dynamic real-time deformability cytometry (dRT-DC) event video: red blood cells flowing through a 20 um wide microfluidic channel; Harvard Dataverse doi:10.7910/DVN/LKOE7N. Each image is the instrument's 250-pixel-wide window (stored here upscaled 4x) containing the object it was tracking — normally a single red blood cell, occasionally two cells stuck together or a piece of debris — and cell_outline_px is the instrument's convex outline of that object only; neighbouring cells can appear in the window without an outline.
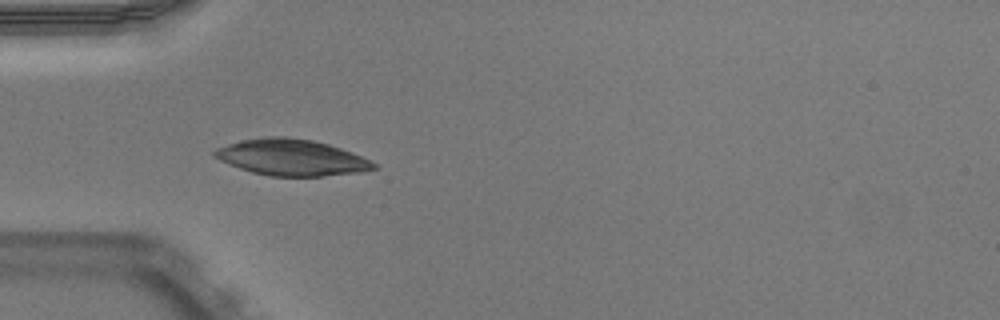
{"species": "Egyptian fruit bat (a non-hibernating species)", "species_latin": "Rousettus aegyptiacus", "temperature_condition": "warm", "stored_images_in_passage": 37, "camera_frame_rate_fps": 3000, "um_per_image_px": 0.085, "animal": {"sex": "male"}, "frame": {"image": 1, "passage_image": 1, "time_ms": 0.0, "image_size_px": [1000, 320], "cell_outline_px": [[376, 168], [360, 172], [320, 176], [268, 176], [252, 172], [240, 168], [220, 160], [212, 156], [212, 152], [216, 148], [240, 140], [260, 136], [288, 136], [312, 140], [328, 144], [352, 152], [376, 164]], "centroid_in_image_um": [24.72, 13.37], "position_along_channel_um": 60.3, "area_um2": 33.58}}
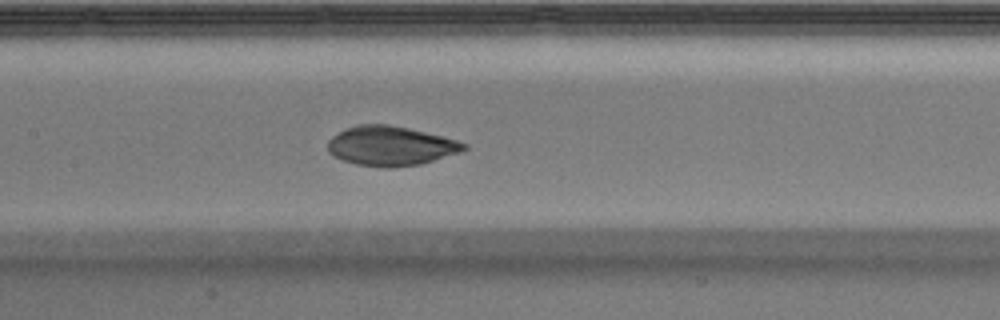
{"frame": {"image": 2, "passage_image": 10, "time_ms": 3.0, "image_size_px": [1000, 320], "cell_outline_px": [[468, 148], [460, 152], [420, 164], [392, 168], [384, 168], [356, 164], [344, 160], [328, 152], [328, 140], [332, 136], [344, 128], [356, 124], [388, 124], [408, 128], [444, 136], [468, 144]], "centroid_in_image_um": [33.2, 12.39], "position_along_channel_um": 174.2, "area_um2": 31.44}}
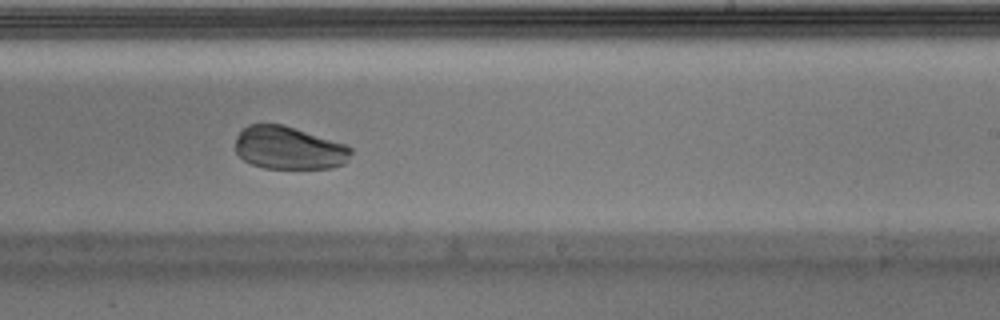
{"frame": {"image": 3, "passage_image": 17, "time_ms": 5.333, "image_size_px": [1000, 320], "cell_outline_px": [[352, 152], [348, 160], [344, 164], [332, 168], [264, 168], [252, 164], [244, 160], [236, 152], [236, 136], [248, 124], [280, 124], [344, 144], [352, 148]], "centroid_in_image_um": [24.55, 12.59], "position_along_channel_um": 264.5, "area_um2": 28.55}}